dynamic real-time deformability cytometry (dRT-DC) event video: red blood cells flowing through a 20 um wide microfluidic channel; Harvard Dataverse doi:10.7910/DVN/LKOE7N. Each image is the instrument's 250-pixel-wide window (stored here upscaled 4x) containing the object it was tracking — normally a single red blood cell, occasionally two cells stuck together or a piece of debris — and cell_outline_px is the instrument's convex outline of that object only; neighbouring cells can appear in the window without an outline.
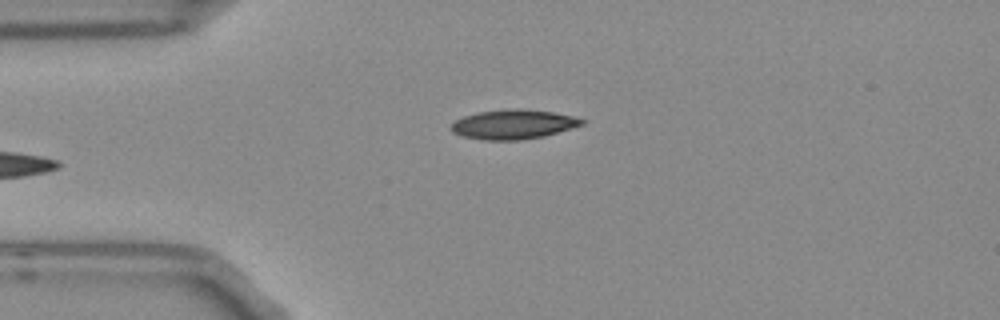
{"species": "Egyptian fruit bat (a non-hibernating species)", "species_latin": "Rousettus aegyptiacus", "temperature_condition": "room temperature", "stored_images_in_passage": 6, "camera_frame_rate_fps": 3000, "um_per_image_px": 0.085, "frame": {"image": 1, "passage_image": 6, "time_ms": 1.667, "image_size_px": [1000, 320], "cell_outline_px": [[588, 120], [584, 124], [544, 136], [520, 140], [484, 140], [460, 136], [452, 132], [452, 124], [456, 120], [464, 116], [480, 112], [516, 108], [520, 108], [552, 112], [572, 116]], "centroid_in_image_um": [43.65, 10.57], "position_along_channel_um": 41.4, "area_um2": 22.31}}